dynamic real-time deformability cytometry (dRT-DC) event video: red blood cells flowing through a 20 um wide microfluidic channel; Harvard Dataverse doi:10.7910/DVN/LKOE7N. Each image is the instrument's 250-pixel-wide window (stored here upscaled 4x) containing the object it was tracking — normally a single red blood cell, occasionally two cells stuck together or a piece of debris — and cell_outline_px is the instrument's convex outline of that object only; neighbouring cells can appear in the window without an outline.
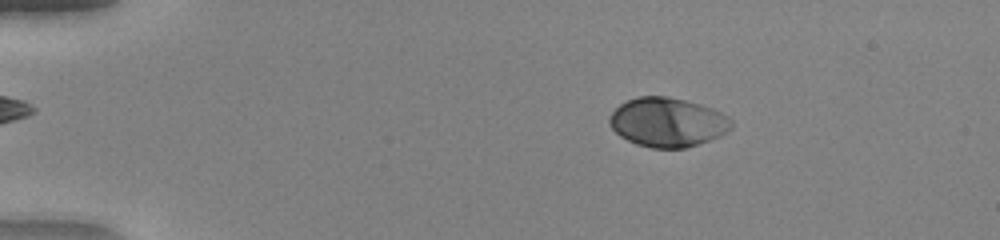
{"species": "human", "species_latin": "Homo sapiens", "temperature_condition": "warm", "stored_images_in_passage": 51, "camera_frame_rate_fps": 3000, "um_per_image_px": 0.085, "donor": {"sex": "female"}, "frame": {"image": 1, "passage_image": 9, "time_ms": 2.667, "image_size_px": [1000, 240], "cell_outline_px": [[732, 128], [728, 132], [720, 136], [684, 148], [652, 148], [636, 144], [620, 136], [608, 124], [608, 116], [620, 104], [636, 96], [668, 96], [700, 104], [712, 108], [728, 116], [732, 120]], "centroid_in_image_um": [56.73, 10.38], "position_along_channel_um": 28.3, "area_um2": 35.03}}
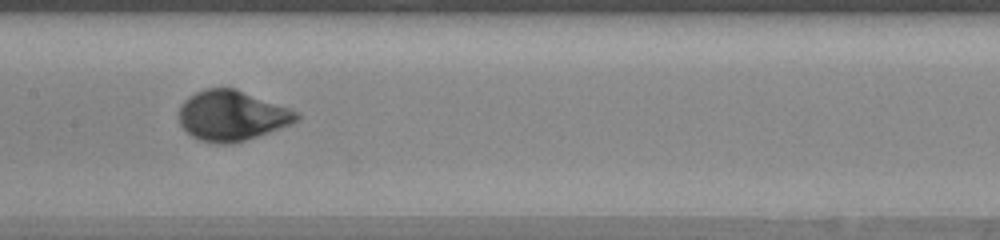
{"frame": {"image": 2, "passage_image": 27, "time_ms": 8.667, "image_size_px": [1000, 240], "cell_outline_px": [[300, 116], [292, 124], [232, 144], [212, 144], [196, 140], [180, 124], [180, 104], [188, 96], [196, 92], [208, 88], [236, 88], [300, 112]], "centroid_in_image_um": [19.7, 9.83], "position_along_channel_um": 187.7, "area_um2": 34.45}}
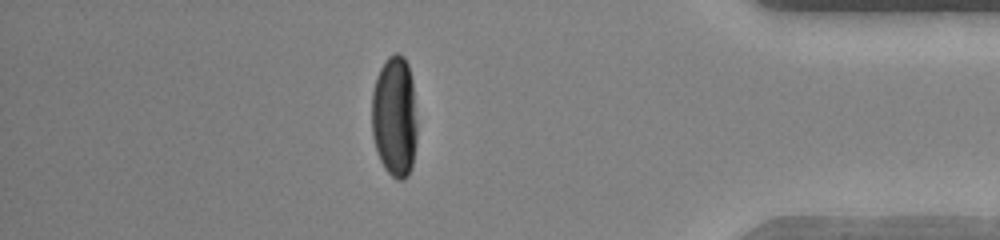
{"frame": {"image": 3, "passage_image": 45, "time_ms": 14.667, "image_size_px": [1000, 240], "cell_outline_px": [[416, 140], [412, 168], [408, 176], [404, 180], [396, 180], [384, 168], [380, 160], [372, 136], [372, 92], [376, 76], [380, 68], [388, 56], [396, 52], [400, 52], [404, 56], [408, 64], [412, 80], [416, 120]], "centroid_in_image_um": [33.53, 9.91], "position_along_channel_um": 401.7, "area_um2": 32.37}, "authors_computed_cell_mechanics": {"area_um2": 34.5066, "velocity_mm_per_s": 4.0555, "shape_relaxation_time_tau1_ms": 2.4767, "shape_relaxation_time_tau2_ms": null, "deformation_change_tau1": 0.1904, "deformation_change_tau2": null}}